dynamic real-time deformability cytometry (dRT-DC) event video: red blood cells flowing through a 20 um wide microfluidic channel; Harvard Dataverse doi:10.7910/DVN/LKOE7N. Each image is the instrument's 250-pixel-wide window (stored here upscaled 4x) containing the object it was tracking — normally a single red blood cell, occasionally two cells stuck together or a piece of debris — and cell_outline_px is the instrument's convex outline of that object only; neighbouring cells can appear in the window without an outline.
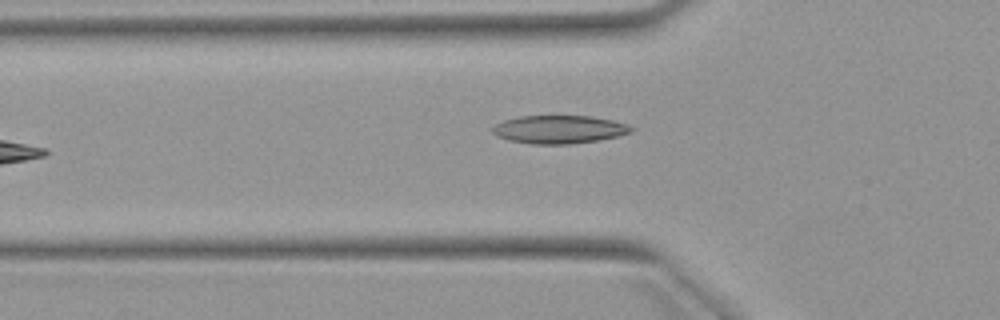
{"species": "Egyptian fruit bat (a non-hibernating species)", "species_latin": "Rousettus aegyptiacus", "temperature_condition": "warm", "stored_images_in_passage": 6, "camera_frame_rate_fps": 3000, "um_per_image_px": 0.085, "animal": {"sex": "female"}, "frame": {"image": 1, "passage_image": 5, "time_ms": 5.667, "image_size_px": [1000, 320], "cell_outline_px": [[636, 128], [632, 132], [600, 140], [568, 144], [532, 144], [508, 140], [496, 136], [492, 132], [492, 128], [496, 124], [504, 120], [520, 116], [592, 116], [612, 120], [628, 124]], "centroid_in_image_um": [47.54, 11.0], "position_along_channel_um": 78.3, "area_um2": 22.83}}
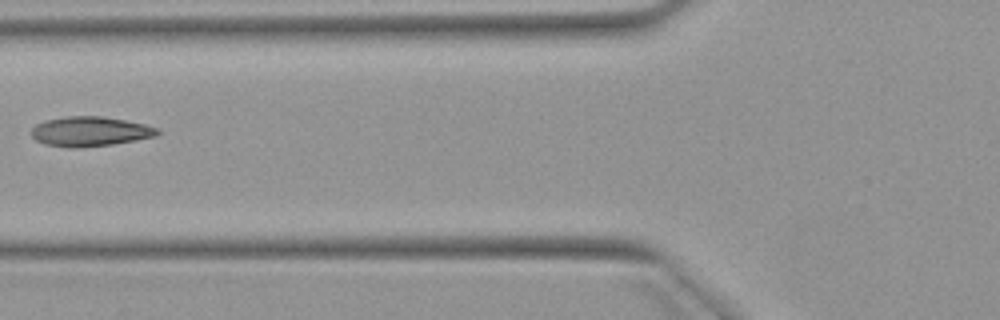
{"frame": {"image": 2, "passage_image": 6, "time_ms": 6.667, "image_size_px": [1000, 320], "cell_outline_px": [[160, 132], [156, 136], [136, 140], [112, 144], [80, 148], [72, 148], [44, 144], [36, 140], [32, 136], [32, 128], [36, 124], [44, 120], [68, 116], [100, 116], [124, 120], [144, 124], [160, 128]], "centroid_in_image_um": [7.65, 11.18], "position_along_channel_um": 118.1, "area_um2": 21.85}}